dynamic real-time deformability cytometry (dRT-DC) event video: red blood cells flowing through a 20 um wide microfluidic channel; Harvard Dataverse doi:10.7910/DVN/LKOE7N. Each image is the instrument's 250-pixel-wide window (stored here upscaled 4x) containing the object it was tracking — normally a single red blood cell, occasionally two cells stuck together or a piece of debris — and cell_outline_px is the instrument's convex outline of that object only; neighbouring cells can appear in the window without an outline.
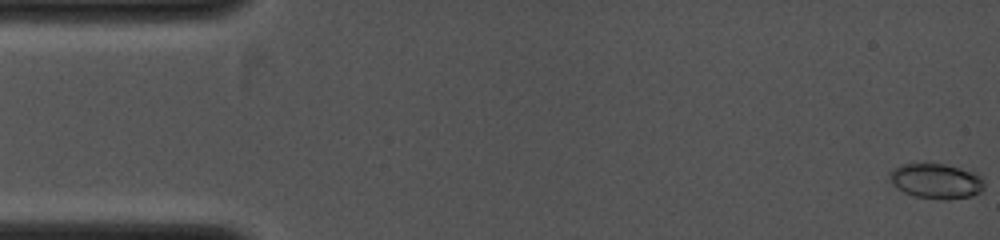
{"species": "common noctule bat (a hibernating species)", "species_latin": "Nyctalus noctula", "temperature_condition": "cold", "stored_images_in_passage": 37, "camera_frame_rate_fps": 4000, "um_per_image_px": 0.085, "animal": {"sex": "female", "body_mass_g": 19.0, "forearm_length_mm": 53.3}, "frame": {"image": 1, "passage_image": 1, "time_ms": 0.0, "image_size_px": [1000, 240], "cell_outline_px": [[984, 188], [980, 192], [972, 196], [948, 200], [940, 200], [916, 196], [904, 192], [896, 188], [888, 180], [888, 172], [892, 168], [900, 164], [944, 164], [972, 168], [984, 180]], "centroid_in_image_um": [79.59, 15.37], "position_along_channel_um": 5.4, "area_um2": 20.06}}
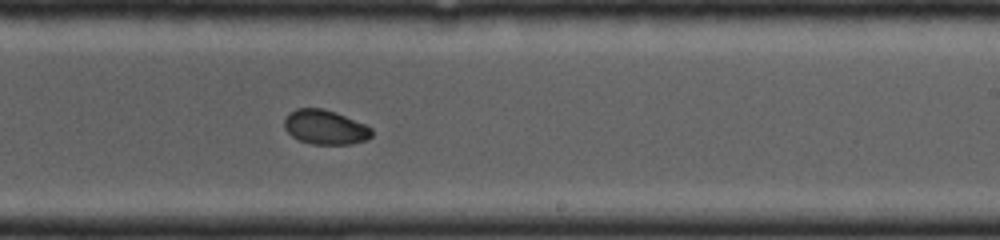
{"frame": {"image": 2, "passage_image": 22, "time_ms": 7.75, "image_size_px": [1000, 240], "cell_outline_px": [[372, 136], [368, 140], [352, 144], [312, 144], [300, 140], [292, 136], [284, 128], [284, 120], [296, 108], [320, 108], [336, 112], [364, 124], [372, 128]], "centroid_in_image_um": [27.67, 10.82], "position_along_channel_um": 261.3, "area_um2": 17.46}}
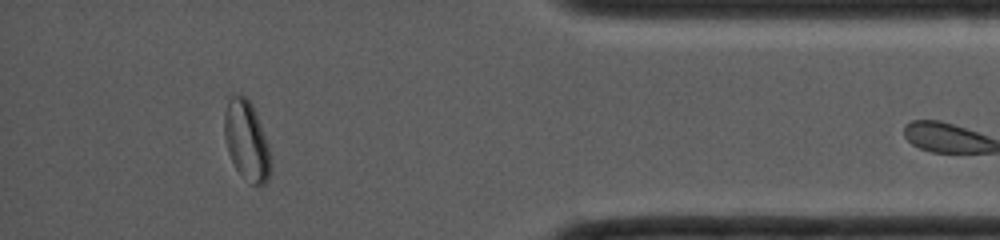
{"frame": {"image": 3, "passage_image": 36, "time_ms": 11.25, "image_size_px": [1000, 240], "cell_outline_px": [[272, 172], [268, 180], [264, 184], [252, 184], [236, 168], [228, 152], [224, 136], [224, 112], [228, 100], [232, 96], [244, 96], [252, 104], [264, 136], [268, 148], [272, 168]], "centroid_in_image_um": [20.95, 11.97], "position_along_channel_um": 414.2, "area_um2": 20.98}}